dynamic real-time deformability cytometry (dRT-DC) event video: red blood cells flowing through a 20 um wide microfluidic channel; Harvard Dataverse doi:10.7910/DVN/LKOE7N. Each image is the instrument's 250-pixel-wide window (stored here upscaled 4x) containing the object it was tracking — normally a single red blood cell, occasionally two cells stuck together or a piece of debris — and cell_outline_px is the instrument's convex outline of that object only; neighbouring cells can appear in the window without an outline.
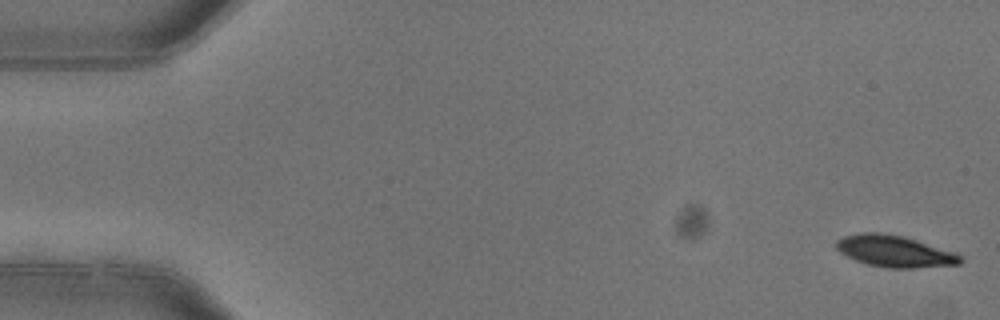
{"species": "common noctule bat (a hibernating species)", "species_latin": "Nyctalus noctula", "temperature_condition": "warm", "stored_images_in_passage": 6, "camera_frame_rate_fps": 3000, "um_per_image_px": 0.085, "animal": {"sex": "female"}, "frame": {"image": 1, "passage_image": 1, "time_ms": 0.0, "image_size_px": [1000, 320], "cell_outline_px": [[964, 260], [960, 264], [912, 268], [888, 268], [868, 264], [856, 260], [840, 252], [836, 248], [836, 240], [844, 236], [860, 232], [880, 232], [904, 236], [956, 252]], "centroid_in_image_um": [76.06, 21.34], "position_along_channel_um": 8.9, "area_um2": 22.89}}
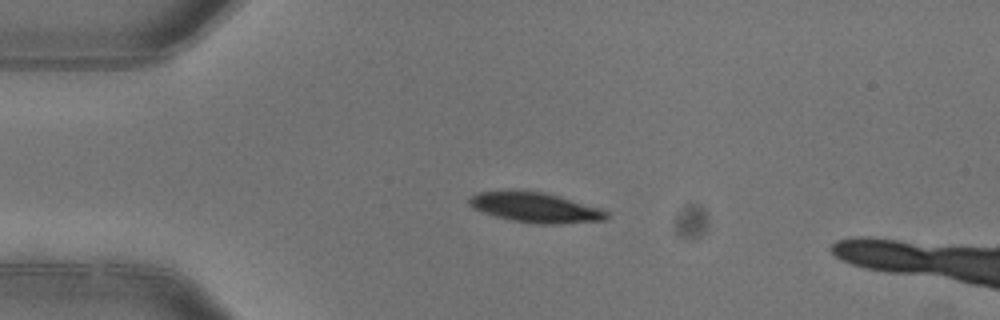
{"frame": {"image": 2, "passage_image": 4, "time_ms": 1.0, "image_size_px": [1000, 320], "cell_outline_px": [[608, 216], [604, 220], [556, 224], [540, 224], [512, 220], [496, 216], [472, 208], [468, 204], [468, 200], [476, 192], [512, 188], [516, 188], [544, 192], [560, 196], [600, 208], [608, 212]], "centroid_in_image_um": [45.44, 17.59], "position_along_channel_um": 39.6, "area_um2": 24.45}}